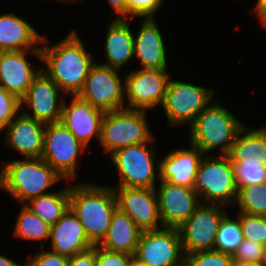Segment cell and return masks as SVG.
I'll list each match as a JSON object with an SVG mask.
<instances>
[{
	"label": "cell",
	"instance_id": "6da1fadb",
	"mask_svg": "<svg viewBox=\"0 0 266 266\" xmlns=\"http://www.w3.org/2000/svg\"><path fill=\"white\" fill-rule=\"evenodd\" d=\"M42 58L48 69H42L62 91L78 95L82 90L92 58L75 31L58 44L41 47Z\"/></svg>",
	"mask_w": 266,
	"mask_h": 266
},
{
	"label": "cell",
	"instance_id": "7a4b0ae2",
	"mask_svg": "<svg viewBox=\"0 0 266 266\" xmlns=\"http://www.w3.org/2000/svg\"><path fill=\"white\" fill-rule=\"evenodd\" d=\"M69 208L83 225L89 242L99 245L107 234L117 209L113 188L81 184L69 187Z\"/></svg>",
	"mask_w": 266,
	"mask_h": 266
},
{
	"label": "cell",
	"instance_id": "3957f363",
	"mask_svg": "<svg viewBox=\"0 0 266 266\" xmlns=\"http://www.w3.org/2000/svg\"><path fill=\"white\" fill-rule=\"evenodd\" d=\"M0 172V188L7 190L19 203L49 194L46 189L61 177L41 157L4 163Z\"/></svg>",
	"mask_w": 266,
	"mask_h": 266
},
{
	"label": "cell",
	"instance_id": "277c9868",
	"mask_svg": "<svg viewBox=\"0 0 266 266\" xmlns=\"http://www.w3.org/2000/svg\"><path fill=\"white\" fill-rule=\"evenodd\" d=\"M218 103L208 105L190 125V144L198 147L204 154L220 147L222 155H227L238 132L244 127Z\"/></svg>",
	"mask_w": 266,
	"mask_h": 266
},
{
	"label": "cell",
	"instance_id": "5b68a950",
	"mask_svg": "<svg viewBox=\"0 0 266 266\" xmlns=\"http://www.w3.org/2000/svg\"><path fill=\"white\" fill-rule=\"evenodd\" d=\"M153 140L145 110L121 109L104 113L99 141L105 152L112 154L120 148Z\"/></svg>",
	"mask_w": 266,
	"mask_h": 266
},
{
	"label": "cell",
	"instance_id": "8992f818",
	"mask_svg": "<svg viewBox=\"0 0 266 266\" xmlns=\"http://www.w3.org/2000/svg\"><path fill=\"white\" fill-rule=\"evenodd\" d=\"M193 188L199 198L204 199L201 203L222 206L230 202L235 203L238 190L228 155L203 157L196 172Z\"/></svg>",
	"mask_w": 266,
	"mask_h": 266
},
{
	"label": "cell",
	"instance_id": "52a82bcc",
	"mask_svg": "<svg viewBox=\"0 0 266 266\" xmlns=\"http://www.w3.org/2000/svg\"><path fill=\"white\" fill-rule=\"evenodd\" d=\"M178 228L163 227L142 231L135 251L134 263L139 266H185Z\"/></svg>",
	"mask_w": 266,
	"mask_h": 266
},
{
	"label": "cell",
	"instance_id": "ba28073f",
	"mask_svg": "<svg viewBox=\"0 0 266 266\" xmlns=\"http://www.w3.org/2000/svg\"><path fill=\"white\" fill-rule=\"evenodd\" d=\"M85 147L61 121L54 122L45 126L41 158L68 181L76 175L78 153Z\"/></svg>",
	"mask_w": 266,
	"mask_h": 266
},
{
	"label": "cell",
	"instance_id": "9c48e42d",
	"mask_svg": "<svg viewBox=\"0 0 266 266\" xmlns=\"http://www.w3.org/2000/svg\"><path fill=\"white\" fill-rule=\"evenodd\" d=\"M215 92L202 86L170 80L162 107L171 126L191 125Z\"/></svg>",
	"mask_w": 266,
	"mask_h": 266
},
{
	"label": "cell",
	"instance_id": "30bf717a",
	"mask_svg": "<svg viewBox=\"0 0 266 266\" xmlns=\"http://www.w3.org/2000/svg\"><path fill=\"white\" fill-rule=\"evenodd\" d=\"M149 142L120 148L111 155L120 175V186L128 188H155V153Z\"/></svg>",
	"mask_w": 266,
	"mask_h": 266
},
{
	"label": "cell",
	"instance_id": "8fae6325",
	"mask_svg": "<svg viewBox=\"0 0 266 266\" xmlns=\"http://www.w3.org/2000/svg\"><path fill=\"white\" fill-rule=\"evenodd\" d=\"M222 205L201 203L179 228L184 256L197 251L213 250L217 230L227 214Z\"/></svg>",
	"mask_w": 266,
	"mask_h": 266
},
{
	"label": "cell",
	"instance_id": "7c38bea8",
	"mask_svg": "<svg viewBox=\"0 0 266 266\" xmlns=\"http://www.w3.org/2000/svg\"><path fill=\"white\" fill-rule=\"evenodd\" d=\"M116 70L94 63L78 96L104 112L125 109V86Z\"/></svg>",
	"mask_w": 266,
	"mask_h": 266
},
{
	"label": "cell",
	"instance_id": "4fadbf2b",
	"mask_svg": "<svg viewBox=\"0 0 266 266\" xmlns=\"http://www.w3.org/2000/svg\"><path fill=\"white\" fill-rule=\"evenodd\" d=\"M167 69L141 68L127 75L124 81L128 106L125 109L146 110L162 106L169 83Z\"/></svg>",
	"mask_w": 266,
	"mask_h": 266
},
{
	"label": "cell",
	"instance_id": "5bb4252c",
	"mask_svg": "<svg viewBox=\"0 0 266 266\" xmlns=\"http://www.w3.org/2000/svg\"><path fill=\"white\" fill-rule=\"evenodd\" d=\"M117 208L127 214L142 230H157L162 226L156 188H113ZM159 221V222H158Z\"/></svg>",
	"mask_w": 266,
	"mask_h": 266
},
{
	"label": "cell",
	"instance_id": "9a60e30c",
	"mask_svg": "<svg viewBox=\"0 0 266 266\" xmlns=\"http://www.w3.org/2000/svg\"><path fill=\"white\" fill-rule=\"evenodd\" d=\"M157 200L162 227L179 228L201 204L194 188L174 185L160 180Z\"/></svg>",
	"mask_w": 266,
	"mask_h": 266
},
{
	"label": "cell",
	"instance_id": "2e32d148",
	"mask_svg": "<svg viewBox=\"0 0 266 266\" xmlns=\"http://www.w3.org/2000/svg\"><path fill=\"white\" fill-rule=\"evenodd\" d=\"M61 92L58 85L41 70L20 100L21 106L22 103L29 105L33 113L30 115L25 111L23 114L44 124L59 122L63 106V100L58 103V93Z\"/></svg>",
	"mask_w": 266,
	"mask_h": 266
},
{
	"label": "cell",
	"instance_id": "e0dca14e",
	"mask_svg": "<svg viewBox=\"0 0 266 266\" xmlns=\"http://www.w3.org/2000/svg\"><path fill=\"white\" fill-rule=\"evenodd\" d=\"M72 97L70 106L63 101L60 121L77 140L87 146L93 136L100 139L101 122L105 112L78 95Z\"/></svg>",
	"mask_w": 266,
	"mask_h": 266
},
{
	"label": "cell",
	"instance_id": "ac0fdd59",
	"mask_svg": "<svg viewBox=\"0 0 266 266\" xmlns=\"http://www.w3.org/2000/svg\"><path fill=\"white\" fill-rule=\"evenodd\" d=\"M204 153L191 144V148L177 149L158 161L160 180L174 185L194 187L196 172Z\"/></svg>",
	"mask_w": 266,
	"mask_h": 266
},
{
	"label": "cell",
	"instance_id": "d6986e66",
	"mask_svg": "<svg viewBox=\"0 0 266 266\" xmlns=\"http://www.w3.org/2000/svg\"><path fill=\"white\" fill-rule=\"evenodd\" d=\"M45 126L22 113L6 126L8 131L4 142L25 158H39L44 149Z\"/></svg>",
	"mask_w": 266,
	"mask_h": 266
},
{
	"label": "cell",
	"instance_id": "ffe728a7",
	"mask_svg": "<svg viewBox=\"0 0 266 266\" xmlns=\"http://www.w3.org/2000/svg\"><path fill=\"white\" fill-rule=\"evenodd\" d=\"M25 51H0V86L22 99L40 70L28 64Z\"/></svg>",
	"mask_w": 266,
	"mask_h": 266
},
{
	"label": "cell",
	"instance_id": "44dd1931",
	"mask_svg": "<svg viewBox=\"0 0 266 266\" xmlns=\"http://www.w3.org/2000/svg\"><path fill=\"white\" fill-rule=\"evenodd\" d=\"M52 252L71 257L85 252L93 245L89 242L83 225L70 208L51 226Z\"/></svg>",
	"mask_w": 266,
	"mask_h": 266
},
{
	"label": "cell",
	"instance_id": "7402d4cb",
	"mask_svg": "<svg viewBox=\"0 0 266 266\" xmlns=\"http://www.w3.org/2000/svg\"><path fill=\"white\" fill-rule=\"evenodd\" d=\"M45 42L46 39L20 17L13 13L0 15V51L30 50L42 58L41 47L32 45Z\"/></svg>",
	"mask_w": 266,
	"mask_h": 266
},
{
	"label": "cell",
	"instance_id": "603a6c76",
	"mask_svg": "<svg viewBox=\"0 0 266 266\" xmlns=\"http://www.w3.org/2000/svg\"><path fill=\"white\" fill-rule=\"evenodd\" d=\"M162 35L153 18H145L139 33L133 37L134 56L145 69H166V51Z\"/></svg>",
	"mask_w": 266,
	"mask_h": 266
},
{
	"label": "cell",
	"instance_id": "cb8c5ba5",
	"mask_svg": "<svg viewBox=\"0 0 266 266\" xmlns=\"http://www.w3.org/2000/svg\"><path fill=\"white\" fill-rule=\"evenodd\" d=\"M142 230L118 208L112 214L109 229L99 246L117 252L134 255Z\"/></svg>",
	"mask_w": 266,
	"mask_h": 266
},
{
	"label": "cell",
	"instance_id": "d4e9b609",
	"mask_svg": "<svg viewBox=\"0 0 266 266\" xmlns=\"http://www.w3.org/2000/svg\"><path fill=\"white\" fill-rule=\"evenodd\" d=\"M227 155L231 164H266V127L252 131L244 126Z\"/></svg>",
	"mask_w": 266,
	"mask_h": 266
},
{
	"label": "cell",
	"instance_id": "484cf974",
	"mask_svg": "<svg viewBox=\"0 0 266 266\" xmlns=\"http://www.w3.org/2000/svg\"><path fill=\"white\" fill-rule=\"evenodd\" d=\"M126 20L123 18H115L109 24L105 43L108 63L102 65L118 69L134 57V35Z\"/></svg>",
	"mask_w": 266,
	"mask_h": 266
},
{
	"label": "cell",
	"instance_id": "4316f807",
	"mask_svg": "<svg viewBox=\"0 0 266 266\" xmlns=\"http://www.w3.org/2000/svg\"><path fill=\"white\" fill-rule=\"evenodd\" d=\"M25 205L50 226L54 225L69 208V187L29 200Z\"/></svg>",
	"mask_w": 266,
	"mask_h": 266
},
{
	"label": "cell",
	"instance_id": "83f0119b",
	"mask_svg": "<svg viewBox=\"0 0 266 266\" xmlns=\"http://www.w3.org/2000/svg\"><path fill=\"white\" fill-rule=\"evenodd\" d=\"M50 229L49 224L24 205L18 215L13 236L30 241L47 240Z\"/></svg>",
	"mask_w": 266,
	"mask_h": 266
},
{
	"label": "cell",
	"instance_id": "f1b7e54d",
	"mask_svg": "<svg viewBox=\"0 0 266 266\" xmlns=\"http://www.w3.org/2000/svg\"><path fill=\"white\" fill-rule=\"evenodd\" d=\"M243 239L239 218L231 219L226 214L217 230L213 250L233 256Z\"/></svg>",
	"mask_w": 266,
	"mask_h": 266
},
{
	"label": "cell",
	"instance_id": "f546056e",
	"mask_svg": "<svg viewBox=\"0 0 266 266\" xmlns=\"http://www.w3.org/2000/svg\"><path fill=\"white\" fill-rule=\"evenodd\" d=\"M236 202L239 212L266 216V183L242 187L238 191Z\"/></svg>",
	"mask_w": 266,
	"mask_h": 266
},
{
	"label": "cell",
	"instance_id": "4dcf8cb0",
	"mask_svg": "<svg viewBox=\"0 0 266 266\" xmlns=\"http://www.w3.org/2000/svg\"><path fill=\"white\" fill-rule=\"evenodd\" d=\"M237 190L253 184L266 183V164H232Z\"/></svg>",
	"mask_w": 266,
	"mask_h": 266
},
{
	"label": "cell",
	"instance_id": "1f68e13d",
	"mask_svg": "<svg viewBox=\"0 0 266 266\" xmlns=\"http://www.w3.org/2000/svg\"><path fill=\"white\" fill-rule=\"evenodd\" d=\"M239 213L243 237L266 246V216Z\"/></svg>",
	"mask_w": 266,
	"mask_h": 266
},
{
	"label": "cell",
	"instance_id": "d6a6232c",
	"mask_svg": "<svg viewBox=\"0 0 266 266\" xmlns=\"http://www.w3.org/2000/svg\"><path fill=\"white\" fill-rule=\"evenodd\" d=\"M232 255L215 250L197 251L185 256V266H232Z\"/></svg>",
	"mask_w": 266,
	"mask_h": 266
},
{
	"label": "cell",
	"instance_id": "836d02e7",
	"mask_svg": "<svg viewBox=\"0 0 266 266\" xmlns=\"http://www.w3.org/2000/svg\"><path fill=\"white\" fill-rule=\"evenodd\" d=\"M232 257L233 260L266 264V246L244 238Z\"/></svg>",
	"mask_w": 266,
	"mask_h": 266
},
{
	"label": "cell",
	"instance_id": "e575fe53",
	"mask_svg": "<svg viewBox=\"0 0 266 266\" xmlns=\"http://www.w3.org/2000/svg\"><path fill=\"white\" fill-rule=\"evenodd\" d=\"M134 256L96 245V266H132Z\"/></svg>",
	"mask_w": 266,
	"mask_h": 266
},
{
	"label": "cell",
	"instance_id": "d590c367",
	"mask_svg": "<svg viewBox=\"0 0 266 266\" xmlns=\"http://www.w3.org/2000/svg\"><path fill=\"white\" fill-rule=\"evenodd\" d=\"M20 108V99L0 86V121L7 126Z\"/></svg>",
	"mask_w": 266,
	"mask_h": 266
},
{
	"label": "cell",
	"instance_id": "8d00e7d4",
	"mask_svg": "<svg viewBox=\"0 0 266 266\" xmlns=\"http://www.w3.org/2000/svg\"><path fill=\"white\" fill-rule=\"evenodd\" d=\"M163 0H126L127 15L153 18V14L161 7Z\"/></svg>",
	"mask_w": 266,
	"mask_h": 266
},
{
	"label": "cell",
	"instance_id": "74e56055",
	"mask_svg": "<svg viewBox=\"0 0 266 266\" xmlns=\"http://www.w3.org/2000/svg\"><path fill=\"white\" fill-rule=\"evenodd\" d=\"M69 257L52 251L37 253L26 266H68Z\"/></svg>",
	"mask_w": 266,
	"mask_h": 266
},
{
	"label": "cell",
	"instance_id": "f35d334b",
	"mask_svg": "<svg viewBox=\"0 0 266 266\" xmlns=\"http://www.w3.org/2000/svg\"><path fill=\"white\" fill-rule=\"evenodd\" d=\"M68 266H96V245L69 257Z\"/></svg>",
	"mask_w": 266,
	"mask_h": 266
},
{
	"label": "cell",
	"instance_id": "ab89813d",
	"mask_svg": "<svg viewBox=\"0 0 266 266\" xmlns=\"http://www.w3.org/2000/svg\"><path fill=\"white\" fill-rule=\"evenodd\" d=\"M108 2L118 13L117 18L126 19V0H108Z\"/></svg>",
	"mask_w": 266,
	"mask_h": 266
},
{
	"label": "cell",
	"instance_id": "60d3db41",
	"mask_svg": "<svg viewBox=\"0 0 266 266\" xmlns=\"http://www.w3.org/2000/svg\"><path fill=\"white\" fill-rule=\"evenodd\" d=\"M255 7V12L266 27V0H258Z\"/></svg>",
	"mask_w": 266,
	"mask_h": 266
},
{
	"label": "cell",
	"instance_id": "b9f144b4",
	"mask_svg": "<svg viewBox=\"0 0 266 266\" xmlns=\"http://www.w3.org/2000/svg\"><path fill=\"white\" fill-rule=\"evenodd\" d=\"M232 266H266L259 262L234 260Z\"/></svg>",
	"mask_w": 266,
	"mask_h": 266
},
{
	"label": "cell",
	"instance_id": "7bdbcfd3",
	"mask_svg": "<svg viewBox=\"0 0 266 266\" xmlns=\"http://www.w3.org/2000/svg\"><path fill=\"white\" fill-rule=\"evenodd\" d=\"M0 266H22L15 261L0 255Z\"/></svg>",
	"mask_w": 266,
	"mask_h": 266
},
{
	"label": "cell",
	"instance_id": "ee69618b",
	"mask_svg": "<svg viewBox=\"0 0 266 266\" xmlns=\"http://www.w3.org/2000/svg\"><path fill=\"white\" fill-rule=\"evenodd\" d=\"M6 126L0 121V131L4 129Z\"/></svg>",
	"mask_w": 266,
	"mask_h": 266
}]
</instances>
